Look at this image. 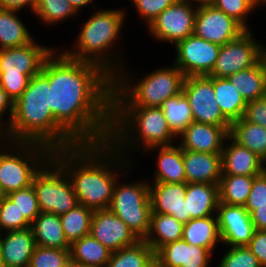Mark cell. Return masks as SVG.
Masks as SVG:
<instances>
[{"mask_svg": "<svg viewBox=\"0 0 266 267\" xmlns=\"http://www.w3.org/2000/svg\"><path fill=\"white\" fill-rule=\"evenodd\" d=\"M55 51L41 70L49 80L54 120L77 144L107 142L112 124L113 77L95 63Z\"/></svg>", "mask_w": 266, "mask_h": 267, "instance_id": "cell-1", "label": "cell"}, {"mask_svg": "<svg viewBox=\"0 0 266 267\" xmlns=\"http://www.w3.org/2000/svg\"><path fill=\"white\" fill-rule=\"evenodd\" d=\"M117 152L107 141L54 150L52 158L69 177L79 204L99 210L109 208L113 198L114 186L120 175L114 169L120 165L123 172V167L126 168L124 165L130 163L126 159L123 161L125 157ZM117 163L118 166L115 165Z\"/></svg>", "mask_w": 266, "mask_h": 267, "instance_id": "cell-2", "label": "cell"}, {"mask_svg": "<svg viewBox=\"0 0 266 267\" xmlns=\"http://www.w3.org/2000/svg\"><path fill=\"white\" fill-rule=\"evenodd\" d=\"M0 137L8 141L38 143L52 151L78 145L54 120L50 110L49 80L41 72L29 79L27 88L13 103L11 122Z\"/></svg>", "mask_w": 266, "mask_h": 267, "instance_id": "cell-3", "label": "cell"}, {"mask_svg": "<svg viewBox=\"0 0 266 267\" xmlns=\"http://www.w3.org/2000/svg\"><path fill=\"white\" fill-rule=\"evenodd\" d=\"M175 137L161 107L112 106V124L108 142L118 153L123 154L125 150L129 151V148L133 150L134 147L135 149L141 147L146 151L155 146L174 145Z\"/></svg>", "mask_w": 266, "mask_h": 267, "instance_id": "cell-4", "label": "cell"}, {"mask_svg": "<svg viewBox=\"0 0 266 267\" xmlns=\"http://www.w3.org/2000/svg\"><path fill=\"white\" fill-rule=\"evenodd\" d=\"M125 14L121 9L97 10L82 26L76 47L62 52L69 58L95 63L110 76H116L124 65L117 58L115 61L110 49L121 33Z\"/></svg>", "mask_w": 266, "mask_h": 267, "instance_id": "cell-5", "label": "cell"}, {"mask_svg": "<svg viewBox=\"0 0 266 267\" xmlns=\"http://www.w3.org/2000/svg\"><path fill=\"white\" fill-rule=\"evenodd\" d=\"M124 71L125 67L113 77L112 106L161 107L183 90L185 75L175 65L149 72L138 82Z\"/></svg>", "mask_w": 266, "mask_h": 267, "instance_id": "cell-6", "label": "cell"}, {"mask_svg": "<svg viewBox=\"0 0 266 267\" xmlns=\"http://www.w3.org/2000/svg\"><path fill=\"white\" fill-rule=\"evenodd\" d=\"M0 144L3 147L0 150V183L6 195L31 186L35 174L52 157L53 151L38 143L8 141L0 137Z\"/></svg>", "mask_w": 266, "mask_h": 267, "instance_id": "cell-7", "label": "cell"}, {"mask_svg": "<svg viewBox=\"0 0 266 267\" xmlns=\"http://www.w3.org/2000/svg\"><path fill=\"white\" fill-rule=\"evenodd\" d=\"M118 181L114 186L109 209L122 219L140 240H144L149 233L152 213L150 184L147 181L125 184Z\"/></svg>", "mask_w": 266, "mask_h": 267, "instance_id": "cell-8", "label": "cell"}, {"mask_svg": "<svg viewBox=\"0 0 266 267\" xmlns=\"http://www.w3.org/2000/svg\"><path fill=\"white\" fill-rule=\"evenodd\" d=\"M32 185L41 212L60 216L79 204L69 177L52 157L35 174Z\"/></svg>", "mask_w": 266, "mask_h": 267, "instance_id": "cell-9", "label": "cell"}, {"mask_svg": "<svg viewBox=\"0 0 266 267\" xmlns=\"http://www.w3.org/2000/svg\"><path fill=\"white\" fill-rule=\"evenodd\" d=\"M265 46L257 42L250 28L238 38L221 46L215 66L209 76L228 77L257 65Z\"/></svg>", "mask_w": 266, "mask_h": 267, "instance_id": "cell-10", "label": "cell"}, {"mask_svg": "<svg viewBox=\"0 0 266 267\" xmlns=\"http://www.w3.org/2000/svg\"><path fill=\"white\" fill-rule=\"evenodd\" d=\"M193 3L177 0L167 7L148 26V31L156 40L176 45L194 33L197 7Z\"/></svg>", "mask_w": 266, "mask_h": 267, "instance_id": "cell-11", "label": "cell"}, {"mask_svg": "<svg viewBox=\"0 0 266 267\" xmlns=\"http://www.w3.org/2000/svg\"><path fill=\"white\" fill-rule=\"evenodd\" d=\"M182 91L189 101L193 121L212 125H231L216 101L211 76L185 77Z\"/></svg>", "mask_w": 266, "mask_h": 267, "instance_id": "cell-12", "label": "cell"}, {"mask_svg": "<svg viewBox=\"0 0 266 267\" xmlns=\"http://www.w3.org/2000/svg\"><path fill=\"white\" fill-rule=\"evenodd\" d=\"M175 48L177 55L173 64L182 71L185 77H189L210 75L221 46L193 34L178 42Z\"/></svg>", "mask_w": 266, "mask_h": 267, "instance_id": "cell-13", "label": "cell"}, {"mask_svg": "<svg viewBox=\"0 0 266 267\" xmlns=\"http://www.w3.org/2000/svg\"><path fill=\"white\" fill-rule=\"evenodd\" d=\"M194 35L219 46L238 38L246 29L212 4L196 5Z\"/></svg>", "mask_w": 266, "mask_h": 267, "instance_id": "cell-14", "label": "cell"}, {"mask_svg": "<svg viewBox=\"0 0 266 267\" xmlns=\"http://www.w3.org/2000/svg\"><path fill=\"white\" fill-rule=\"evenodd\" d=\"M56 50L39 45L34 39L19 47L0 49V75H27L29 78L39 74L45 60Z\"/></svg>", "mask_w": 266, "mask_h": 267, "instance_id": "cell-15", "label": "cell"}, {"mask_svg": "<svg viewBox=\"0 0 266 267\" xmlns=\"http://www.w3.org/2000/svg\"><path fill=\"white\" fill-rule=\"evenodd\" d=\"M90 235L112 252L134 245L140 240L109 208L94 210Z\"/></svg>", "mask_w": 266, "mask_h": 267, "instance_id": "cell-16", "label": "cell"}, {"mask_svg": "<svg viewBox=\"0 0 266 267\" xmlns=\"http://www.w3.org/2000/svg\"><path fill=\"white\" fill-rule=\"evenodd\" d=\"M221 243L247 246L255 232L250 214L244 206L219 203L216 211Z\"/></svg>", "mask_w": 266, "mask_h": 267, "instance_id": "cell-17", "label": "cell"}, {"mask_svg": "<svg viewBox=\"0 0 266 267\" xmlns=\"http://www.w3.org/2000/svg\"><path fill=\"white\" fill-rule=\"evenodd\" d=\"M231 125H212L193 121L180 135L182 149L222 154Z\"/></svg>", "mask_w": 266, "mask_h": 267, "instance_id": "cell-18", "label": "cell"}, {"mask_svg": "<svg viewBox=\"0 0 266 267\" xmlns=\"http://www.w3.org/2000/svg\"><path fill=\"white\" fill-rule=\"evenodd\" d=\"M151 185L149 186V195L152 212L171 215L183 223L190 220V214H187V202L185 201L186 182H153Z\"/></svg>", "mask_w": 266, "mask_h": 267, "instance_id": "cell-19", "label": "cell"}, {"mask_svg": "<svg viewBox=\"0 0 266 267\" xmlns=\"http://www.w3.org/2000/svg\"><path fill=\"white\" fill-rule=\"evenodd\" d=\"M212 256L207 248L180 239L162 246L155 253V261L156 267H210Z\"/></svg>", "mask_w": 266, "mask_h": 267, "instance_id": "cell-20", "label": "cell"}, {"mask_svg": "<svg viewBox=\"0 0 266 267\" xmlns=\"http://www.w3.org/2000/svg\"><path fill=\"white\" fill-rule=\"evenodd\" d=\"M186 183L219 184L222 176L221 154L183 149Z\"/></svg>", "mask_w": 266, "mask_h": 267, "instance_id": "cell-21", "label": "cell"}, {"mask_svg": "<svg viewBox=\"0 0 266 267\" xmlns=\"http://www.w3.org/2000/svg\"><path fill=\"white\" fill-rule=\"evenodd\" d=\"M35 247L31 228L7 231L4 237L0 233V252L4 267H28Z\"/></svg>", "mask_w": 266, "mask_h": 267, "instance_id": "cell-22", "label": "cell"}, {"mask_svg": "<svg viewBox=\"0 0 266 267\" xmlns=\"http://www.w3.org/2000/svg\"><path fill=\"white\" fill-rule=\"evenodd\" d=\"M228 140L229 145L224 142L221 154L222 175L257 176L263 173V159L230 136Z\"/></svg>", "mask_w": 266, "mask_h": 267, "instance_id": "cell-23", "label": "cell"}, {"mask_svg": "<svg viewBox=\"0 0 266 267\" xmlns=\"http://www.w3.org/2000/svg\"><path fill=\"white\" fill-rule=\"evenodd\" d=\"M190 220L212 216L219 204V184L187 183L185 195Z\"/></svg>", "mask_w": 266, "mask_h": 267, "instance_id": "cell-24", "label": "cell"}, {"mask_svg": "<svg viewBox=\"0 0 266 267\" xmlns=\"http://www.w3.org/2000/svg\"><path fill=\"white\" fill-rule=\"evenodd\" d=\"M158 150L157 168L153 182L185 183L186 175L183 163V149L178 145L155 146L147 150Z\"/></svg>", "mask_w": 266, "mask_h": 267, "instance_id": "cell-25", "label": "cell"}, {"mask_svg": "<svg viewBox=\"0 0 266 267\" xmlns=\"http://www.w3.org/2000/svg\"><path fill=\"white\" fill-rule=\"evenodd\" d=\"M35 243L46 248L70 249L65 237L60 216L50 212H41L31 223Z\"/></svg>", "mask_w": 266, "mask_h": 267, "instance_id": "cell-26", "label": "cell"}, {"mask_svg": "<svg viewBox=\"0 0 266 267\" xmlns=\"http://www.w3.org/2000/svg\"><path fill=\"white\" fill-rule=\"evenodd\" d=\"M112 251L91 235L70 244V260L75 267H105Z\"/></svg>", "mask_w": 266, "mask_h": 267, "instance_id": "cell-27", "label": "cell"}, {"mask_svg": "<svg viewBox=\"0 0 266 267\" xmlns=\"http://www.w3.org/2000/svg\"><path fill=\"white\" fill-rule=\"evenodd\" d=\"M191 219L184 223L182 239L188 244L207 248L212 254L221 242L217 216Z\"/></svg>", "mask_w": 266, "mask_h": 267, "instance_id": "cell-28", "label": "cell"}, {"mask_svg": "<svg viewBox=\"0 0 266 267\" xmlns=\"http://www.w3.org/2000/svg\"><path fill=\"white\" fill-rule=\"evenodd\" d=\"M184 223L171 215L152 212L150 229L144 241L156 253L162 246L182 239Z\"/></svg>", "mask_w": 266, "mask_h": 267, "instance_id": "cell-29", "label": "cell"}, {"mask_svg": "<svg viewBox=\"0 0 266 267\" xmlns=\"http://www.w3.org/2000/svg\"><path fill=\"white\" fill-rule=\"evenodd\" d=\"M216 101L222 114L232 123L243 117L247 102L227 77H212Z\"/></svg>", "mask_w": 266, "mask_h": 267, "instance_id": "cell-30", "label": "cell"}, {"mask_svg": "<svg viewBox=\"0 0 266 267\" xmlns=\"http://www.w3.org/2000/svg\"><path fill=\"white\" fill-rule=\"evenodd\" d=\"M227 78L246 102L266 96V72L262 61Z\"/></svg>", "mask_w": 266, "mask_h": 267, "instance_id": "cell-31", "label": "cell"}, {"mask_svg": "<svg viewBox=\"0 0 266 267\" xmlns=\"http://www.w3.org/2000/svg\"><path fill=\"white\" fill-rule=\"evenodd\" d=\"M229 136L239 145L248 148L261 159L266 156V128L243 117L231 123Z\"/></svg>", "mask_w": 266, "mask_h": 267, "instance_id": "cell-32", "label": "cell"}, {"mask_svg": "<svg viewBox=\"0 0 266 267\" xmlns=\"http://www.w3.org/2000/svg\"><path fill=\"white\" fill-rule=\"evenodd\" d=\"M105 267H156L155 252L144 240L111 253Z\"/></svg>", "mask_w": 266, "mask_h": 267, "instance_id": "cell-33", "label": "cell"}, {"mask_svg": "<svg viewBox=\"0 0 266 267\" xmlns=\"http://www.w3.org/2000/svg\"><path fill=\"white\" fill-rule=\"evenodd\" d=\"M18 12L0 8V49L24 46L33 40Z\"/></svg>", "mask_w": 266, "mask_h": 267, "instance_id": "cell-34", "label": "cell"}, {"mask_svg": "<svg viewBox=\"0 0 266 267\" xmlns=\"http://www.w3.org/2000/svg\"><path fill=\"white\" fill-rule=\"evenodd\" d=\"M255 176L222 175L219 182V203L244 206Z\"/></svg>", "mask_w": 266, "mask_h": 267, "instance_id": "cell-35", "label": "cell"}, {"mask_svg": "<svg viewBox=\"0 0 266 267\" xmlns=\"http://www.w3.org/2000/svg\"><path fill=\"white\" fill-rule=\"evenodd\" d=\"M161 109L169 128L177 138L193 122L192 110L183 91L166 99Z\"/></svg>", "mask_w": 266, "mask_h": 267, "instance_id": "cell-36", "label": "cell"}, {"mask_svg": "<svg viewBox=\"0 0 266 267\" xmlns=\"http://www.w3.org/2000/svg\"><path fill=\"white\" fill-rule=\"evenodd\" d=\"M93 212V209L78 204L67 213L60 215L65 237L70 244L84 236L90 235Z\"/></svg>", "mask_w": 266, "mask_h": 267, "instance_id": "cell-37", "label": "cell"}, {"mask_svg": "<svg viewBox=\"0 0 266 267\" xmlns=\"http://www.w3.org/2000/svg\"><path fill=\"white\" fill-rule=\"evenodd\" d=\"M34 13L44 24L55 25L78 12L67 0H37Z\"/></svg>", "mask_w": 266, "mask_h": 267, "instance_id": "cell-38", "label": "cell"}, {"mask_svg": "<svg viewBox=\"0 0 266 267\" xmlns=\"http://www.w3.org/2000/svg\"><path fill=\"white\" fill-rule=\"evenodd\" d=\"M70 260V249L46 248L36 245L28 267H62Z\"/></svg>", "mask_w": 266, "mask_h": 267, "instance_id": "cell-39", "label": "cell"}, {"mask_svg": "<svg viewBox=\"0 0 266 267\" xmlns=\"http://www.w3.org/2000/svg\"><path fill=\"white\" fill-rule=\"evenodd\" d=\"M212 5L234 18L248 30L249 27L248 24H246V17L261 4L257 0H214Z\"/></svg>", "mask_w": 266, "mask_h": 267, "instance_id": "cell-40", "label": "cell"}, {"mask_svg": "<svg viewBox=\"0 0 266 267\" xmlns=\"http://www.w3.org/2000/svg\"><path fill=\"white\" fill-rule=\"evenodd\" d=\"M7 196L17 205L20 213L31 224L41 213L33 185L10 192Z\"/></svg>", "mask_w": 266, "mask_h": 267, "instance_id": "cell-41", "label": "cell"}, {"mask_svg": "<svg viewBox=\"0 0 266 267\" xmlns=\"http://www.w3.org/2000/svg\"><path fill=\"white\" fill-rule=\"evenodd\" d=\"M31 224L20 213L17 205L6 196L0 201V233L1 230L12 231L30 228Z\"/></svg>", "mask_w": 266, "mask_h": 267, "instance_id": "cell-42", "label": "cell"}, {"mask_svg": "<svg viewBox=\"0 0 266 267\" xmlns=\"http://www.w3.org/2000/svg\"><path fill=\"white\" fill-rule=\"evenodd\" d=\"M227 251L218 267H261L259 260L247 246H235Z\"/></svg>", "mask_w": 266, "mask_h": 267, "instance_id": "cell-43", "label": "cell"}, {"mask_svg": "<svg viewBox=\"0 0 266 267\" xmlns=\"http://www.w3.org/2000/svg\"><path fill=\"white\" fill-rule=\"evenodd\" d=\"M140 17H143L148 27L161 12L173 5L177 0H131Z\"/></svg>", "mask_w": 266, "mask_h": 267, "instance_id": "cell-44", "label": "cell"}, {"mask_svg": "<svg viewBox=\"0 0 266 267\" xmlns=\"http://www.w3.org/2000/svg\"><path fill=\"white\" fill-rule=\"evenodd\" d=\"M29 79L27 75H0V86L14 103L27 88Z\"/></svg>", "mask_w": 266, "mask_h": 267, "instance_id": "cell-45", "label": "cell"}, {"mask_svg": "<svg viewBox=\"0 0 266 267\" xmlns=\"http://www.w3.org/2000/svg\"><path fill=\"white\" fill-rule=\"evenodd\" d=\"M263 204H266V173L264 172L254 177L252 189L244 207L251 214L254 211V205Z\"/></svg>", "mask_w": 266, "mask_h": 267, "instance_id": "cell-46", "label": "cell"}, {"mask_svg": "<svg viewBox=\"0 0 266 267\" xmlns=\"http://www.w3.org/2000/svg\"><path fill=\"white\" fill-rule=\"evenodd\" d=\"M243 118L266 128V96L247 102Z\"/></svg>", "mask_w": 266, "mask_h": 267, "instance_id": "cell-47", "label": "cell"}, {"mask_svg": "<svg viewBox=\"0 0 266 267\" xmlns=\"http://www.w3.org/2000/svg\"><path fill=\"white\" fill-rule=\"evenodd\" d=\"M247 247L257 257L261 267H266V230H255Z\"/></svg>", "mask_w": 266, "mask_h": 267, "instance_id": "cell-48", "label": "cell"}, {"mask_svg": "<svg viewBox=\"0 0 266 267\" xmlns=\"http://www.w3.org/2000/svg\"><path fill=\"white\" fill-rule=\"evenodd\" d=\"M7 112H9L8 116L9 119L4 124L2 122L3 121L2 118H4L3 115H6ZM12 115H13V101L8 97L7 93L0 86V134L3 132V130L6 129V127L9 126L12 119Z\"/></svg>", "mask_w": 266, "mask_h": 267, "instance_id": "cell-49", "label": "cell"}, {"mask_svg": "<svg viewBox=\"0 0 266 267\" xmlns=\"http://www.w3.org/2000/svg\"><path fill=\"white\" fill-rule=\"evenodd\" d=\"M36 3L37 0H0V8L22 11L21 9L24 7H29V9L34 13Z\"/></svg>", "mask_w": 266, "mask_h": 267, "instance_id": "cell-50", "label": "cell"}, {"mask_svg": "<svg viewBox=\"0 0 266 267\" xmlns=\"http://www.w3.org/2000/svg\"><path fill=\"white\" fill-rule=\"evenodd\" d=\"M250 217L255 230H266V204L254 205V211Z\"/></svg>", "mask_w": 266, "mask_h": 267, "instance_id": "cell-51", "label": "cell"}, {"mask_svg": "<svg viewBox=\"0 0 266 267\" xmlns=\"http://www.w3.org/2000/svg\"><path fill=\"white\" fill-rule=\"evenodd\" d=\"M74 9L79 13L81 12L80 9L84 8L88 4L92 3L93 0H67Z\"/></svg>", "mask_w": 266, "mask_h": 267, "instance_id": "cell-52", "label": "cell"}, {"mask_svg": "<svg viewBox=\"0 0 266 267\" xmlns=\"http://www.w3.org/2000/svg\"><path fill=\"white\" fill-rule=\"evenodd\" d=\"M181 1H186V2H189L192 3L195 1V2H198L199 5H204V4H212L214 0H181Z\"/></svg>", "mask_w": 266, "mask_h": 267, "instance_id": "cell-53", "label": "cell"}, {"mask_svg": "<svg viewBox=\"0 0 266 267\" xmlns=\"http://www.w3.org/2000/svg\"><path fill=\"white\" fill-rule=\"evenodd\" d=\"M261 61H262L263 65H264L265 72H266V47H265V49L263 51Z\"/></svg>", "mask_w": 266, "mask_h": 267, "instance_id": "cell-54", "label": "cell"}, {"mask_svg": "<svg viewBox=\"0 0 266 267\" xmlns=\"http://www.w3.org/2000/svg\"><path fill=\"white\" fill-rule=\"evenodd\" d=\"M7 195L6 193L3 191V188L1 186V183H0V201L5 198Z\"/></svg>", "mask_w": 266, "mask_h": 267, "instance_id": "cell-55", "label": "cell"}, {"mask_svg": "<svg viewBox=\"0 0 266 267\" xmlns=\"http://www.w3.org/2000/svg\"><path fill=\"white\" fill-rule=\"evenodd\" d=\"M62 267H75L71 260H69L64 266Z\"/></svg>", "mask_w": 266, "mask_h": 267, "instance_id": "cell-56", "label": "cell"}, {"mask_svg": "<svg viewBox=\"0 0 266 267\" xmlns=\"http://www.w3.org/2000/svg\"><path fill=\"white\" fill-rule=\"evenodd\" d=\"M263 172L266 173V156L263 158Z\"/></svg>", "mask_w": 266, "mask_h": 267, "instance_id": "cell-57", "label": "cell"}, {"mask_svg": "<svg viewBox=\"0 0 266 267\" xmlns=\"http://www.w3.org/2000/svg\"><path fill=\"white\" fill-rule=\"evenodd\" d=\"M0 267H4L2 256H1V252H0Z\"/></svg>", "mask_w": 266, "mask_h": 267, "instance_id": "cell-58", "label": "cell"}, {"mask_svg": "<svg viewBox=\"0 0 266 267\" xmlns=\"http://www.w3.org/2000/svg\"><path fill=\"white\" fill-rule=\"evenodd\" d=\"M260 4H264V5H266V0H257Z\"/></svg>", "mask_w": 266, "mask_h": 267, "instance_id": "cell-59", "label": "cell"}]
</instances>
